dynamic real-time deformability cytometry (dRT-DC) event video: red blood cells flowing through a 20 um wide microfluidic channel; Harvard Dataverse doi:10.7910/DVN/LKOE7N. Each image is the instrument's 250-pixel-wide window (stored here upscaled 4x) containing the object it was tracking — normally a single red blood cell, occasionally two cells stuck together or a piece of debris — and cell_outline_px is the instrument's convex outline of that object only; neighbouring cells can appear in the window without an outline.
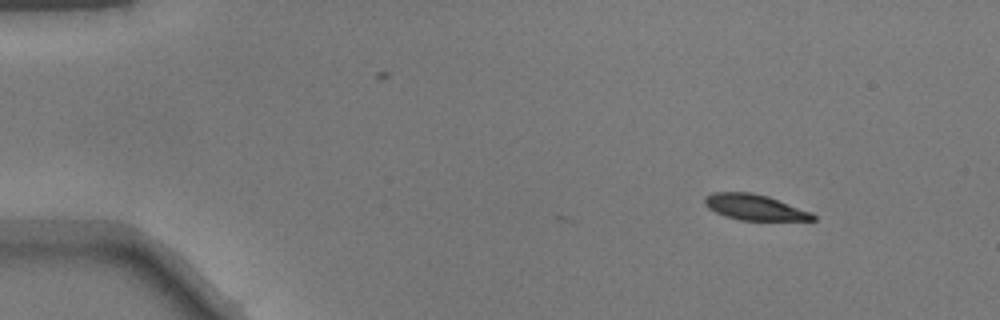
{"species": "common noctule bat (a hibernating species)", "species_latin": "Nyctalus noctula", "temperature_condition": "warm", "stored_images_in_passage": 38, "camera_frame_rate_fps": 3000, "um_per_image_px": 0.085, "animal": {"sex": "male", "body_mass_g": 17.9}, "frame": {"image": 1, "passage_image": 1, "time_ms": 0.0, "image_size_px": [1000, 320], "cell_outline_px": [[816, 220], [740, 220], [724, 216], [708, 208], [704, 204], [704, 196], [712, 192], [752, 192], [768, 196], [812, 212], [816, 216]], "centroid_in_image_um": [64.13, 17.61], "position_along_channel_um": 20.9, "area_um2": 16.3}}
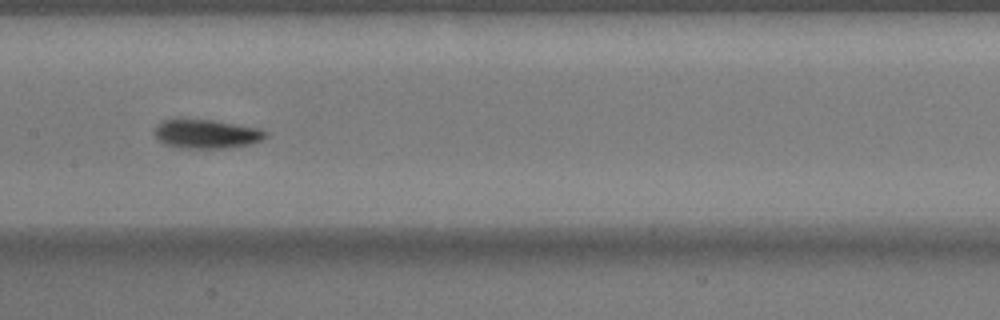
{"frame": {"image": 2, "passage_image": 21, "time_ms": 6.667, "image_size_px": [1000, 320], "cell_outline_px": [[268, 136], [252, 144], [228, 148], [180, 148], [164, 144], [156, 136], [156, 128], [164, 120], [212, 120], [256, 128], [268, 132]], "centroid_in_image_um": [17.6, 11.41], "position_along_channel_um": 189.8, "area_um2": 18.32}}
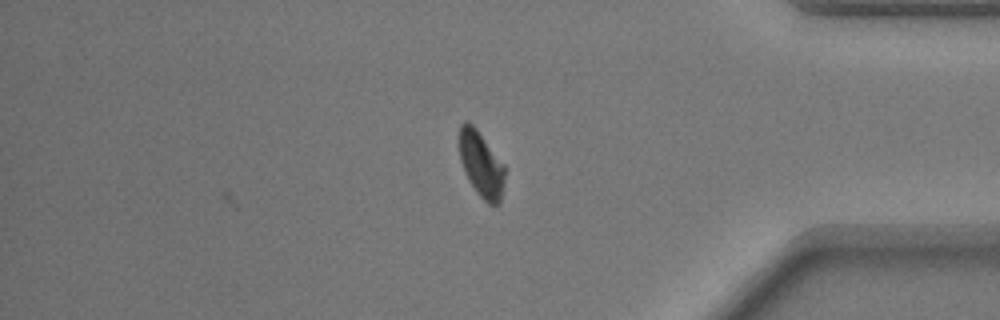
{"frame": {"image": 3, "passage_image": 38, "time_ms": 12.333, "image_size_px": [1000, 320], "cell_outline_px": [[508, 168], [500, 200], [496, 204], [488, 204], [480, 196], [472, 184], [460, 160], [460, 124], [464, 120], [468, 120], [476, 128]], "centroid_in_image_um": [40.95, 13.93], "position_along_channel_um": 394.2, "area_um2": 17.34}}